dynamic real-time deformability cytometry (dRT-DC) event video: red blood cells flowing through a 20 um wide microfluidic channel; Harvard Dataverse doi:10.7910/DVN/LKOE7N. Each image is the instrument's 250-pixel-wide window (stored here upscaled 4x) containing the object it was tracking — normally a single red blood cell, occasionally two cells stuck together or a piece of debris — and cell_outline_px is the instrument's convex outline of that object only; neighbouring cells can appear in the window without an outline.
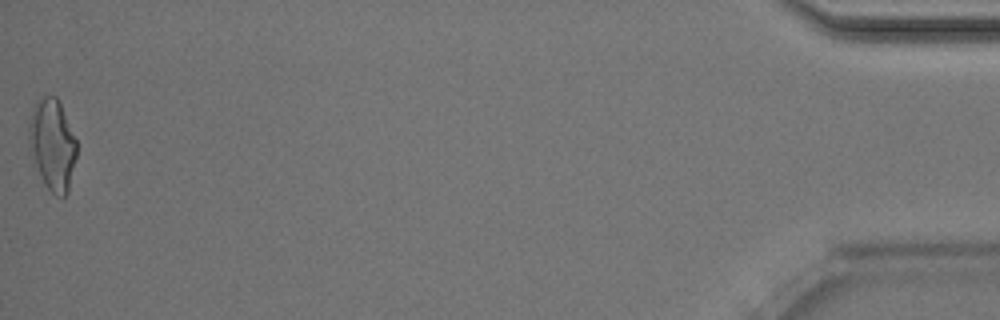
{"species": "Egyptian fruit bat (a non-hibernating species)", "species_latin": "Rousettus aegyptiacus", "temperature_condition": "room temperature", "stored_images_in_passage": 37, "camera_frame_rate_fps": 3000, "um_per_image_px": 0.085, "animal": {"sex": "male"}, "frame": {"image": 1, "passage_image": 37, "time_ms": 12.0, "image_size_px": [1000, 320], "cell_outline_px": [[76, 156], [68, 192], [64, 196], [56, 196], [44, 184], [32, 164], [28, 136], [28, 124], [32, 108], [36, 100], [40, 96], [56, 96], [60, 104], [76, 140]], "centroid_in_image_um": [4.41, 12.3], "position_along_channel_um": 430.8, "area_um2": 25.61}, "authors_computed_cell_mechanics": {"area_um2": 23.698, "velocity_mm_per_s": 4.04, "shape_relaxation_time_tau1_ms": 4.475, "shape_relaxation_time_tau2_ms": 1.8288, "deformation_change_tau1": 0.1586, "deformation_change_tau2": 0.0988}}